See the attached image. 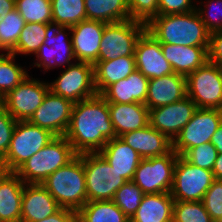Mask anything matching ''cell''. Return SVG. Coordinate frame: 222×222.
<instances>
[{"mask_svg": "<svg viewBox=\"0 0 222 222\" xmlns=\"http://www.w3.org/2000/svg\"><path fill=\"white\" fill-rule=\"evenodd\" d=\"M145 30V23L132 19L107 23L101 38L98 61L134 56L136 43Z\"/></svg>", "mask_w": 222, "mask_h": 222, "instance_id": "cell-10", "label": "cell"}, {"mask_svg": "<svg viewBox=\"0 0 222 222\" xmlns=\"http://www.w3.org/2000/svg\"><path fill=\"white\" fill-rule=\"evenodd\" d=\"M221 123L222 110L197 108L191 120L172 141V149L182 156L188 149L211 142Z\"/></svg>", "mask_w": 222, "mask_h": 222, "instance_id": "cell-14", "label": "cell"}, {"mask_svg": "<svg viewBox=\"0 0 222 222\" xmlns=\"http://www.w3.org/2000/svg\"><path fill=\"white\" fill-rule=\"evenodd\" d=\"M136 70L134 56H121L114 60L97 61L94 64V82L98 94L109 85L128 77Z\"/></svg>", "mask_w": 222, "mask_h": 222, "instance_id": "cell-28", "label": "cell"}, {"mask_svg": "<svg viewBox=\"0 0 222 222\" xmlns=\"http://www.w3.org/2000/svg\"><path fill=\"white\" fill-rule=\"evenodd\" d=\"M144 195L143 191L133 181H127L115 192L112 201L131 219Z\"/></svg>", "mask_w": 222, "mask_h": 222, "instance_id": "cell-36", "label": "cell"}, {"mask_svg": "<svg viewBox=\"0 0 222 222\" xmlns=\"http://www.w3.org/2000/svg\"><path fill=\"white\" fill-rule=\"evenodd\" d=\"M62 207L42 184L25 183L20 222H36L58 212Z\"/></svg>", "mask_w": 222, "mask_h": 222, "instance_id": "cell-19", "label": "cell"}, {"mask_svg": "<svg viewBox=\"0 0 222 222\" xmlns=\"http://www.w3.org/2000/svg\"><path fill=\"white\" fill-rule=\"evenodd\" d=\"M120 138L142 159L163 156L172 150V141L150 124L135 131L126 132Z\"/></svg>", "mask_w": 222, "mask_h": 222, "instance_id": "cell-21", "label": "cell"}, {"mask_svg": "<svg viewBox=\"0 0 222 222\" xmlns=\"http://www.w3.org/2000/svg\"><path fill=\"white\" fill-rule=\"evenodd\" d=\"M196 11L210 33L222 30V0H197Z\"/></svg>", "mask_w": 222, "mask_h": 222, "instance_id": "cell-38", "label": "cell"}, {"mask_svg": "<svg viewBox=\"0 0 222 222\" xmlns=\"http://www.w3.org/2000/svg\"><path fill=\"white\" fill-rule=\"evenodd\" d=\"M211 222H222V220H219V219H212Z\"/></svg>", "mask_w": 222, "mask_h": 222, "instance_id": "cell-50", "label": "cell"}, {"mask_svg": "<svg viewBox=\"0 0 222 222\" xmlns=\"http://www.w3.org/2000/svg\"><path fill=\"white\" fill-rule=\"evenodd\" d=\"M46 38V24L26 23L19 35L16 47L10 52L16 56L35 55Z\"/></svg>", "mask_w": 222, "mask_h": 222, "instance_id": "cell-33", "label": "cell"}, {"mask_svg": "<svg viewBox=\"0 0 222 222\" xmlns=\"http://www.w3.org/2000/svg\"><path fill=\"white\" fill-rule=\"evenodd\" d=\"M15 9V0H0V22L3 16Z\"/></svg>", "mask_w": 222, "mask_h": 222, "instance_id": "cell-46", "label": "cell"}, {"mask_svg": "<svg viewBox=\"0 0 222 222\" xmlns=\"http://www.w3.org/2000/svg\"><path fill=\"white\" fill-rule=\"evenodd\" d=\"M49 83V90L58 96L78 103L97 95L94 82V65L76 61L60 69L59 75Z\"/></svg>", "mask_w": 222, "mask_h": 222, "instance_id": "cell-8", "label": "cell"}, {"mask_svg": "<svg viewBox=\"0 0 222 222\" xmlns=\"http://www.w3.org/2000/svg\"><path fill=\"white\" fill-rule=\"evenodd\" d=\"M212 219L222 220V180H215L202 200Z\"/></svg>", "mask_w": 222, "mask_h": 222, "instance_id": "cell-41", "label": "cell"}, {"mask_svg": "<svg viewBox=\"0 0 222 222\" xmlns=\"http://www.w3.org/2000/svg\"><path fill=\"white\" fill-rule=\"evenodd\" d=\"M56 135L29 121H17L6 155L0 160L3 171L15 172Z\"/></svg>", "mask_w": 222, "mask_h": 222, "instance_id": "cell-6", "label": "cell"}, {"mask_svg": "<svg viewBox=\"0 0 222 222\" xmlns=\"http://www.w3.org/2000/svg\"><path fill=\"white\" fill-rule=\"evenodd\" d=\"M52 21L73 26L87 20L84 0H51Z\"/></svg>", "mask_w": 222, "mask_h": 222, "instance_id": "cell-32", "label": "cell"}, {"mask_svg": "<svg viewBox=\"0 0 222 222\" xmlns=\"http://www.w3.org/2000/svg\"><path fill=\"white\" fill-rule=\"evenodd\" d=\"M146 30L160 43L209 47L210 32L196 10L155 16L146 24Z\"/></svg>", "mask_w": 222, "mask_h": 222, "instance_id": "cell-2", "label": "cell"}, {"mask_svg": "<svg viewBox=\"0 0 222 222\" xmlns=\"http://www.w3.org/2000/svg\"><path fill=\"white\" fill-rule=\"evenodd\" d=\"M186 96V76L172 73L149 79L145 105L150 110L181 101Z\"/></svg>", "mask_w": 222, "mask_h": 222, "instance_id": "cell-20", "label": "cell"}, {"mask_svg": "<svg viewBox=\"0 0 222 222\" xmlns=\"http://www.w3.org/2000/svg\"><path fill=\"white\" fill-rule=\"evenodd\" d=\"M218 152L211 142L188 149L182 157L194 166L213 169Z\"/></svg>", "mask_w": 222, "mask_h": 222, "instance_id": "cell-39", "label": "cell"}, {"mask_svg": "<svg viewBox=\"0 0 222 222\" xmlns=\"http://www.w3.org/2000/svg\"><path fill=\"white\" fill-rule=\"evenodd\" d=\"M196 104L186 96L181 101L149 110V124L171 141L191 120Z\"/></svg>", "mask_w": 222, "mask_h": 222, "instance_id": "cell-16", "label": "cell"}, {"mask_svg": "<svg viewBox=\"0 0 222 222\" xmlns=\"http://www.w3.org/2000/svg\"><path fill=\"white\" fill-rule=\"evenodd\" d=\"M136 69L146 78H160L174 73L170 63L164 57L161 43L145 30L135 47Z\"/></svg>", "mask_w": 222, "mask_h": 222, "instance_id": "cell-17", "label": "cell"}, {"mask_svg": "<svg viewBox=\"0 0 222 222\" xmlns=\"http://www.w3.org/2000/svg\"><path fill=\"white\" fill-rule=\"evenodd\" d=\"M186 88L197 108L222 110V67L207 61L186 76Z\"/></svg>", "mask_w": 222, "mask_h": 222, "instance_id": "cell-9", "label": "cell"}, {"mask_svg": "<svg viewBox=\"0 0 222 222\" xmlns=\"http://www.w3.org/2000/svg\"><path fill=\"white\" fill-rule=\"evenodd\" d=\"M17 120L0 103V160L6 155Z\"/></svg>", "mask_w": 222, "mask_h": 222, "instance_id": "cell-42", "label": "cell"}, {"mask_svg": "<svg viewBox=\"0 0 222 222\" xmlns=\"http://www.w3.org/2000/svg\"><path fill=\"white\" fill-rule=\"evenodd\" d=\"M31 61V68H40V72L46 74L47 71H54L55 68H65L76 62L74 56L71 27L63 26L57 22L46 24V38L39 47Z\"/></svg>", "mask_w": 222, "mask_h": 222, "instance_id": "cell-5", "label": "cell"}, {"mask_svg": "<svg viewBox=\"0 0 222 222\" xmlns=\"http://www.w3.org/2000/svg\"><path fill=\"white\" fill-rule=\"evenodd\" d=\"M99 154L127 181H132L135 170L142 159L120 137L109 140Z\"/></svg>", "mask_w": 222, "mask_h": 222, "instance_id": "cell-25", "label": "cell"}, {"mask_svg": "<svg viewBox=\"0 0 222 222\" xmlns=\"http://www.w3.org/2000/svg\"><path fill=\"white\" fill-rule=\"evenodd\" d=\"M25 25V20L16 8L3 16V20L0 22V52L10 53L16 47Z\"/></svg>", "mask_w": 222, "mask_h": 222, "instance_id": "cell-34", "label": "cell"}, {"mask_svg": "<svg viewBox=\"0 0 222 222\" xmlns=\"http://www.w3.org/2000/svg\"><path fill=\"white\" fill-rule=\"evenodd\" d=\"M87 20L115 23L130 19L127 0H84Z\"/></svg>", "mask_w": 222, "mask_h": 222, "instance_id": "cell-29", "label": "cell"}, {"mask_svg": "<svg viewBox=\"0 0 222 222\" xmlns=\"http://www.w3.org/2000/svg\"><path fill=\"white\" fill-rule=\"evenodd\" d=\"M214 181L211 170L194 166L179 155L170 193L175 201H202Z\"/></svg>", "mask_w": 222, "mask_h": 222, "instance_id": "cell-13", "label": "cell"}, {"mask_svg": "<svg viewBox=\"0 0 222 222\" xmlns=\"http://www.w3.org/2000/svg\"><path fill=\"white\" fill-rule=\"evenodd\" d=\"M15 8L26 23L47 24L52 21L51 0H15Z\"/></svg>", "mask_w": 222, "mask_h": 222, "instance_id": "cell-35", "label": "cell"}, {"mask_svg": "<svg viewBox=\"0 0 222 222\" xmlns=\"http://www.w3.org/2000/svg\"><path fill=\"white\" fill-rule=\"evenodd\" d=\"M73 104L70 100L49 91L45 95L43 103L28 121L48 129L56 136H64L70 124Z\"/></svg>", "mask_w": 222, "mask_h": 222, "instance_id": "cell-15", "label": "cell"}, {"mask_svg": "<svg viewBox=\"0 0 222 222\" xmlns=\"http://www.w3.org/2000/svg\"><path fill=\"white\" fill-rule=\"evenodd\" d=\"M208 61L222 67V30L210 33Z\"/></svg>", "mask_w": 222, "mask_h": 222, "instance_id": "cell-44", "label": "cell"}, {"mask_svg": "<svg viewBox=\"0 0 222 222\" xmlns=\"http://www.w3.org/2000/svg\"><path fill=\"white\" fill-rule=\"evenodd\" d=\"M67 222H81L79 217L74 214Z\"/></svg>", "mask_w": 222, "mask_h": 222, "instance_id": "cell-49", "label": "cell"}, {"mask_svg": "<svg viewBox=\"0 0 222 222\" xmlns=\"http://www.w3.org/2000/svg\"><path fill=\"white\" fill-rule=\"evenodd\" d=\"M197 0H158V15L182 14L196 10Z\"/></svg>", "mask_w": 222, "mask_h": 222, "instance_id": "cell-43", "label": "cell"}, {"mask_svg": "<svg viewBox=\"0 0 222 222\" xmlns=\"http://www.w3.org/2000/svg\"><path fill=\"white\" fill-rule=\"evenodd\" d=\"M178 156L172 149L163 156L141 159L132 181L144 194L170 193Z\"/></svg>", "mask_w": 222, "mask_h": 222, "instance_id": "cell-11", "label": "cell"}, {"mask_svg": "<svg viewBox=\"0 0 222 222\" xmlns=\"http://www.w3.org/2000/svg\"><path fill=\"white\" fill-rule=\"evenodd\" d=\"M116 137L149 125V108L142 103H108Z\"/></svg>", "mask_w": 222, "mask_h": 222, "instance_id": "cell-24", "label": "cell"}, {"mask_svg": "<svg viewBox=\"0 0 222 222\" xmlns=\"http://www.w3.org/2000/svg\"><path fill=\"white\" fill-rule=\"evenodd\" d=\"M77 155L99 153L115 138L108 102L97 94L73 104L71 120L64 135Z\"/></svg>", "mask_w": 222, "mask_h": 222, "instance_id": "cell-1", "label": "cell"}, {"mask_svg": "<svg viewBox=\"0 0 222 222\" xmlns=\"http://www.w3.org/2000/svg\"><path fill=\"white\" fill-rule=\"evenodd\" d=\"M81 222H129L130 219L112 201H90L75 213Z\"/></svg>", "mask_w": 222, "mask_h": 222, "instance_id": "cell-30", "label": "cell"}, {"mask_svg": "<svg viewBox=\"0 0 222 222\" xmlns=\"http://www.w3.org/2000/svg\"><path fill=\"white\" fill-rule=\"evenodd\" d=\"M87 202L112 200L115 192L127 182L99 153H84Z\"/></svg>", "mask_w": 222, "mask_h": 222, "instance_id": "cell-7", "label": "cell"}, {"mask_svg": "<svg viewBox=\"0 0 222 222\" xmlns=\"http://www.w3.org/2000/svg\"><path fill=\"white\" fill-rule=\"evenodd\" d=\"M211 143L217 149L218 154L222 153V123L219 125L217 131L212 135Z\"/></svg>", "mask_w": 222, "mask_h": 222, "instance_id": "cell-47", "label": "cell"}, {"mask_svg": "<svg viewBox=\"0 0 222 222\" xmlns=\"http://www.w3.org/2000/svg\"><path fill=\"white\" fill-rule=\"evenodd\" d=\"M130 19L147 24L158 16V0H127Z\"/></svg>", "mask_w": 222, "mask_h": 222, "instance_id": "cell-40", "label": "cell"}, {"mask_svg": "<svg viewBox=\"0 0 222 222\" xmlns=\"http://www.w3.org/2000/svg\"><path fill=\"white\" fill-rule=\"evenodd\" d=\"M212 172L215 180H222V153L217 155Z\"/></svg>", "mask_w": 222, "mask_h": 222, "instance_id": "cell-48", "label": "cell"}, {"mask_svg": "<svg viewBox=\"0 0 222 222\" xmlns=\"http://www.w3.org/2000/svg\"><path fill=\"white\" fill-rule=\"evenodd\" d=\"M171 193L145 194L130 222H173Z\"/></svg>", "mask_w": 222, "mask_h": 222, "instance_id": "cell-27", "label": "cell"}, {"mask_svg": "<svg viewBox=\"0 0 222 222\" xmlns=\"http://www.w3.org/2000/svg\"><path fill=\"white\" fill-rule=\"evenodd\" d=\"M149 79L137 69L128 77L109 85L100 95L108 103L145 104Z\"/></svg>", "mask_w": 222, "mask_h": 222, "instance_id": "cell-22", "label": "cell"}, {"mask_svg": "<svg viewBox=\"0 0 222 222\" xmlns=\"http://www.w3.org/2000/svg\"><path fill=\"white\" fill-rule=\"evenodd\" d=\"M74 214L75 212L71 209L61 208L55 214L36 222H67Z\"/></svg>", "mask_w": 222, "mask_h": 222, "instance_id": "cell-45", "label": "cell"}, {"mask_svg": "<svg viewBox=\"0 0 222 222\" xmlns=\"http://www.w3.org/2000/svg\"><path fill=\"white\" fill-rule=\"evenodd\" d=\"M24 185L15 172L0 171V222H20Z\"/></svg>", "mask_w": 222, "mask_h": 222, "instance_id": "cell-23", "label": "cell"}, {"mask_svg": "<svg viewBox=\"0 0 222 222\" xmlns=\"http://www.w3.org/2000/svg\"><path fill=\"white\" fill-rule=\"evenodd\" d=\"M161 49L174 73L184 76L196 71L208 61V47L161 43Z\"/></svg>", "mask_w": 222, "mask_h": 222, "instance_id": "cell-26", "label": "cell"}, {"mask_svg": "<svg viewBox=\"0 0 222 222\" xmlns=\"http://www.w3.org/2000/svg\"><path fill=\"white\" fill-rule=\"evenodd\" d=\"M42 185L62 208L76 213L87 203L83 154L49 175Z\"/></svg>", "mask_w": 222, "mask_h": 222, "instance_id": "cell-3", "label": "cell"}, {"mask_svg": "<svg viewBox=\"0 0 222 222\" xmlns=\"http://www.w3.org/2000/svg\"><path fill=\"white\" fill-rule=\"evenodd\" d=\"M16 58L15 54L0 52V99L30 75L29 67L21 66Z\"/></svg>", "mask_w": 222, "mask_h": 222, "instance_id": "cell-31", "label": "cell"}, {"mask_svg": "<svg viewBox=\"0 0 222 222\" xmlns=\"http://www.w3.org/2000/svg\"><path fill=\"white\" fill-rule=\"evenodd\" d=\"M76 156L66 137L56 136L22 164L15 173L24 183L42 184L49 175L66 166Z\"/></svg>", "mask_w": 222, "mask_h": 222, "instance_id": "cell-4", "label": "cell"}, {"mask_svg": "<svg viewBox=\"0 0 222 222\" xmlns=\"http://www.w3.org/2000/svg\"><path fill=\"white\" fill-rule=\"evenodd\" d=\"M32 76L29 75L0 99V103L17 121H28L50 91L46 79L40 80Z\"/></svg>", "mask_w": 222, "mask_h": 222, "instance_id": "cell-12", "label": "cell"}, {"mask_svg": "<svg viewBox=\"0 0 222 222\" xmlns=\"http://www.w3.org/2000/svg\"><path fill=\"white\" fill-rule=\"evenodd\" d=\"M107 23L94 20H84L71 26V39L74 56L77 61L95 64L101 38Z\"/></svg>", "mask_w": 222, "mask_h": 222, "instance_id": "cell-18", "label": "cell"}, {"mask_svg": "<svg viewBox=\"0 0 222 222\" xmlns=\"http://www.w3.org/2000/svg\"><path fill=\"white\" fill-rule=\"evenodd\" d=\"M202 201H174L173 222H211Z\"/></svg>", "mask_w": 222, "mask_h": 222, "instance_id": "cell-37", "label": "cell"}]
</instances>
